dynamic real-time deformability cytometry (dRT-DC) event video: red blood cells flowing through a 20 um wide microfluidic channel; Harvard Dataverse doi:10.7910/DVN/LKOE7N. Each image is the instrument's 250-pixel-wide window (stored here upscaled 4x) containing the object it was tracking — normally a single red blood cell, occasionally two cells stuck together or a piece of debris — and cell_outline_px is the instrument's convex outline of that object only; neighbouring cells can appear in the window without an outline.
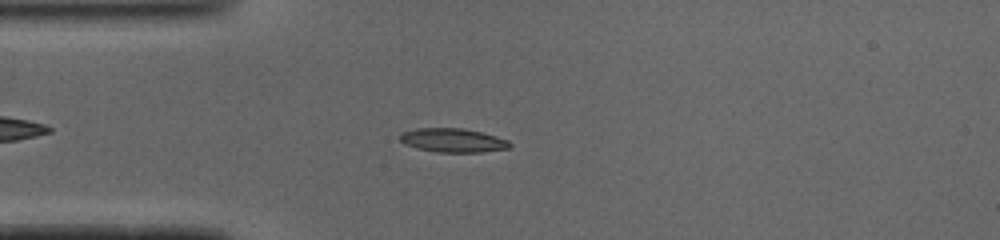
{"species": "common noctule bat (a hibernating species)", "species_latin": "Nyctalus noctula", "temperature_condition": "cold", "stored_images_in_passage": 45, "camera_frame_rate_fps": 3000, "um_per_image_px": 0.085, "animal": {"sex": "male", "body_mass_g": 19.0, "forearm_length_mm": 50.8}, "frame": {"image": 1, "passage_image": 9, "time_ms": 2.667, "image_size_px": [1000, 240], "cell_outline_px": [[512, 144], [508, 148], [480, 152], [436, 152], [416, 148], [404, 144], [400, 140], [400, 132], [416, 128], [460, 128], [480, 132], [496, 136], [508, 140]], "centroid_in_image_um": [38.45, 11.92], "position_along_channel_um": 46.5, "area_um2": 15.26}}
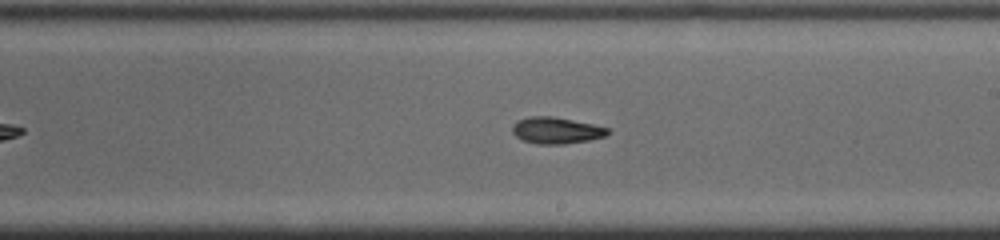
{"frame": {"image": 2, "passage_image": 24, "time_ms": 7.667, "image_size_px": [1000, 240], "cell_outline_px": [[608, 136], [588, 140], [564, 144], [536, 144], [524, 140], [516, 136], [512, 132], [512, 124], [516, 120], [532, 116], [552, 116], [592, 124], [608, 128]], "centroid_in_image_um": [47.26, 11.08], "position_along_channel_um": 241.7, "area_um2": 14.68}}
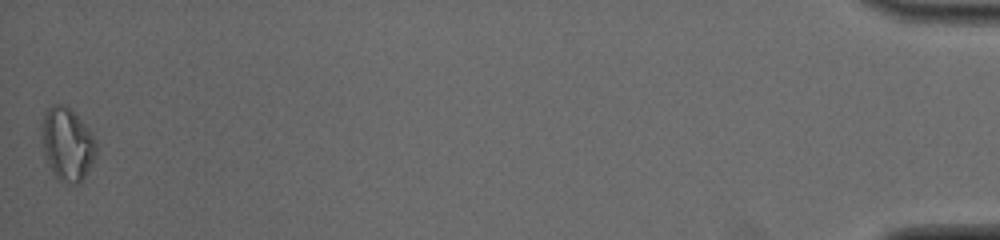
{"frame": {"image": 3, "passage_image": 45, "time_ms": 14.667, "image_size_px": [1000, 240], "cell_outline_px": [[96, 152], [80, 184], [72, 184], [60, 180], [52, 172], [44, 156], [40, 124], [44, 112], [52, 104], [60, 104], [68, 108], [88, 128], [96, 144]], "centroid_in_image_um": [5.66, 12.24], "position_along_channel_um": 429.5, "area_um2": 22.83}, "authors_computed_cell_mechanics": {"area_um2": 14.6234, "velocity_mm_per_s": 4.1224, "shape_relaxation_time_tau1_ms": 4.8296, "shape_relaxation_time_tau2_ms": 2.9086, "deformation_change_tau1": 0.1966, "deformation_change_tau2": 0.1044}}